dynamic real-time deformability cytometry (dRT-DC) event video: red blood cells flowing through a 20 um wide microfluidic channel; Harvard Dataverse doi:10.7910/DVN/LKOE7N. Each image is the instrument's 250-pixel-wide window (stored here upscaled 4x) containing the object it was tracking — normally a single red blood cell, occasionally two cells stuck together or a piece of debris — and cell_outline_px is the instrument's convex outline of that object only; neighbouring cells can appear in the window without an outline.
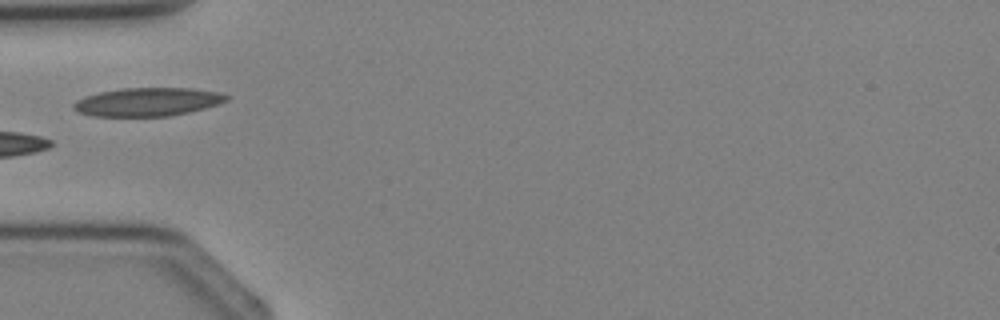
{"species": "Egyptian fruit bat (a non-hibernating species)", "species_latin": "Rousettus aegyptiacus", "temperature_condition": "cold", "stored_images_in_passage": 3, "camera_frame_rate_fps": 3000, "um_per_image_px": 0.085, "animal": {"sex": "female"}, "frame": {"image": 1, "passage_image": 3, "time_ms": 2.333, "image_size_px": [1000, 320], "cell_outline_px": [[232, 96], [228, 100], [204, 108], [188, 112], [168, 116], [92, 116], [80, 112], [72, 108], [72, 104], [76, 100], [84, 96], [100, 92], [120, 88], [192, 88], [220, 92]], "centroid_in_image_um": [12.55, 8.65], "position_along_channel_um": 72.5, "area_um2": 25.37}}